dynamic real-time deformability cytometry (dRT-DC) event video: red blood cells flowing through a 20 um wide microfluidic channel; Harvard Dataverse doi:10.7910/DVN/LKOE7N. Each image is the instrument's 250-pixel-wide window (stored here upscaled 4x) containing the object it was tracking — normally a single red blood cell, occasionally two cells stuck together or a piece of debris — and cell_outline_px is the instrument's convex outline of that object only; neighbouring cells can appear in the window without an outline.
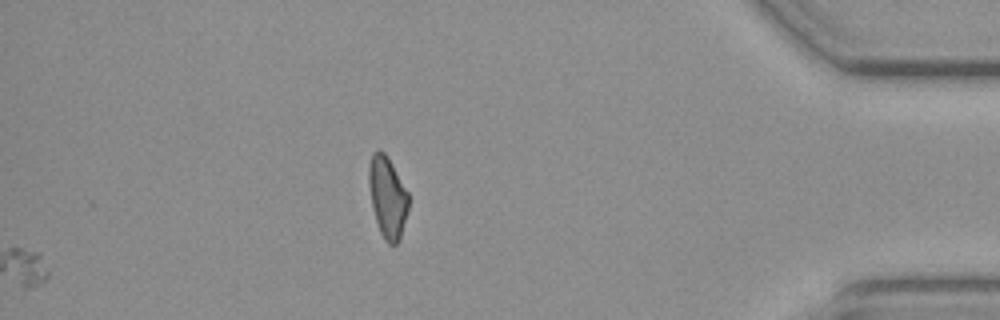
{"species": "common noctule bat (a hibernating species)", "species_latin": "Nyctalus noctula", "temperature_condition": "cold", "stored_images_in_passage": 31, "segment_of_instrument_passage": [2, 2], "camera_frame_rate_fps": 3000, "um_per_image_px": 0.085, "animal": {"sex": "female", "body_mass_g": 19.3, "forearm_length_mm": 54.1}, "frame": {"image": 1, "passage_image": 31, "time_ms": 10.0, "image_size_px": [1000, 320], "cell_outline_px": [[408, 212], [400, 240], [396, 244], [388, 244], [384, 240], [380, 232], [372, 208], [368, 184], [368, 168], [372, 152], [380, 148], [384, 152], [392, 164], [408, 192]], "centroid_in_image_um": [32.93, 16.76], "position_along_channel_um": 402.3, "area_um2": 19.02}}